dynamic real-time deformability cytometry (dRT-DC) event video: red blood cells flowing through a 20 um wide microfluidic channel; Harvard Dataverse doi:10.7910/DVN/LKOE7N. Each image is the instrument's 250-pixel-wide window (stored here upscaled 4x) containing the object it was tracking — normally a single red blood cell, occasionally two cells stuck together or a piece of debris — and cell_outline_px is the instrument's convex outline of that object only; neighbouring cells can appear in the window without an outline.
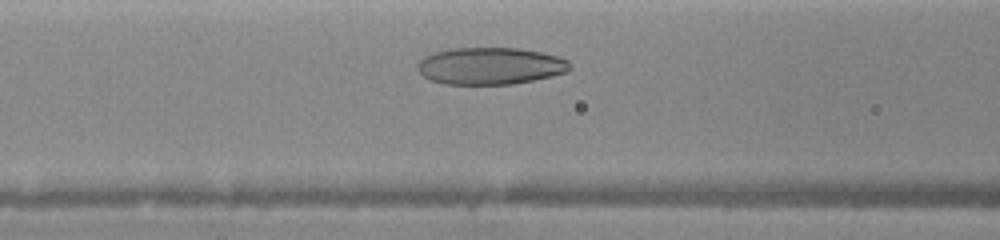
{"species": "human", "species_latin": "Homo sapiens", "temperature_condition": "warm", "stored_images_in_passage": 18, "camera_frame_rate_fps": 3000, "um_per_image_px": 0.085, "donor": {"sex": "female"}, "frame": {"image": 1, "passage_image": 8, "time_ms": 2.0, "image_size_px": [1000, 240], "cell_outline_px": [[572, 68], [568, 72], [552, 76], [512, 84], [444, 84], [428, 80], [416, 68], [416, 64], [424, 56], [448, 48], [520, 48], [540, 52], [556, 56], [568, 60]], "centroid_in_image_um": [41.65, 5.6], "position_along_channel_um": 124.9, "area_um2": 33.06}}
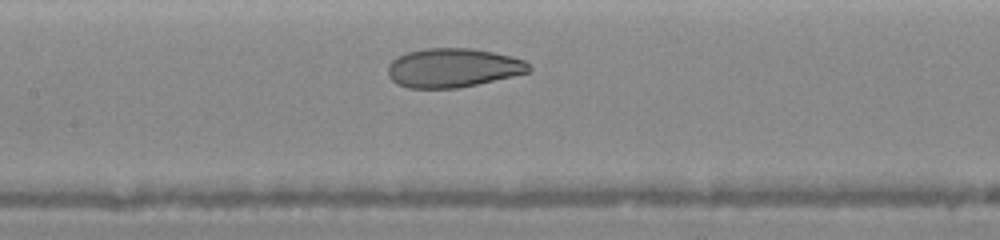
{"frame": {"image": 2, "passage_image": 12, "time_ms": 3.0, "image_size_px": [1000, 240], "cell_outline_px": [[532, 68], [528, 72], [512, 76], [460, 88], [408, 88], [396, 84], [388, 76], [388, 64], [392, 60], [408, 52], [424, 48], [472, 48], [512, 56], [524, 60]], "centroid_in_image_um": [38.48, 5.77], "position_along_channel_um": 168.9, "area_um2": 32.08}}
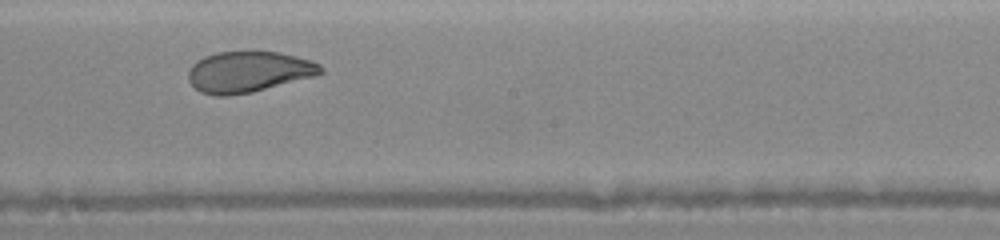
{"frame": {"image": 3, "passage_image": 15, "time_ms": 4.333, "image_size_px": [1000, 240], "cell_outline_px": [[324, 72], [316, 76], [252, 92], [228, 96], [216, 96], [200, 92], [188, 80], [188, 72], [192, 64], [196, 60], [204, 56], [216, 52], [280, 52], [296, 56], [320, 64], [324, 68]], "centroid_in_image_um": [21.12, 6.11], "position_along_channel_um": 227.1, "area_um2": 31.67}}